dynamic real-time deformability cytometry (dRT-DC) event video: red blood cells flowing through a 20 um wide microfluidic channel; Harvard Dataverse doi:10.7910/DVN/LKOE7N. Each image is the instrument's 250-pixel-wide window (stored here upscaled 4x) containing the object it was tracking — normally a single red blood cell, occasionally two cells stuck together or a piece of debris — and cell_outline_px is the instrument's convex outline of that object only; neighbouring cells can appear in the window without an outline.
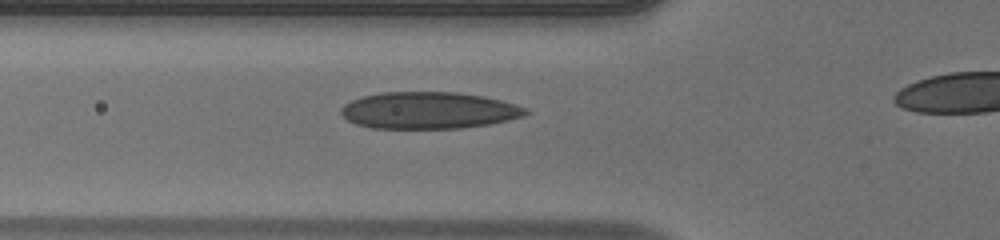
{"species": "human", "species_latin": "Homo sapiens", "temperature_condition": "warm", "stored_images_in_passage": 29, "camera_frame_rate_fps": 3000, "um_per_image_px": 0.085, "donor": {"sex": "male"}, "frame": {"image": 1, "passage_image": 6, "time_ms": 1.667, "image_size_px": [1000, 240], "cell_outline_px": [[528, 112], [524, 116], [508, 120], [488, 124], [460, 128], [372, 128], [356, 124], [348, 120], [340, 112], [340, 108], [344, 104], [352, 100], [364, 96], [380, 92], [456, 92], [484, 96], [516, 104], [528, 108]], "centroid_in_image_um": [36.44, 9.38], "position_along_channel_um": 89.4, "area_um2": 39.59}}
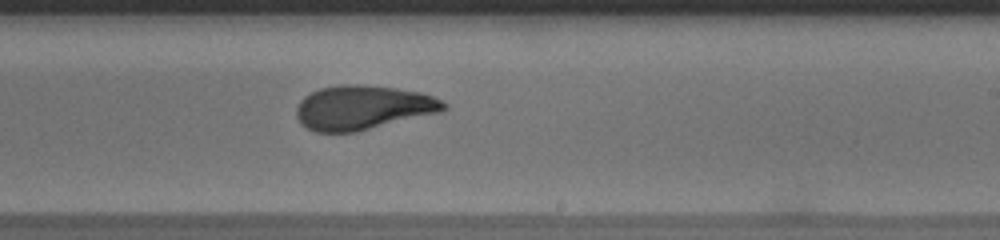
{"frame": {"image": 2, "passage_image": 18, "time_ms": 5.667, "image_size_px": [1000, 240], "cell_outline_px": [[448, 108], [444, 112], [356, 132], [316, 132], [300, 124], [296, 116], [296, 108], [300, 100], [304, 96], [320, 88], [340, 84], [356, 84], [396, 88], [420, 92], [444, 100], [448, 104]], "centroid_in_image_um": [30.89, 9.15], "position_along_channel_um": 258.1, "area_um2": 38.49}}
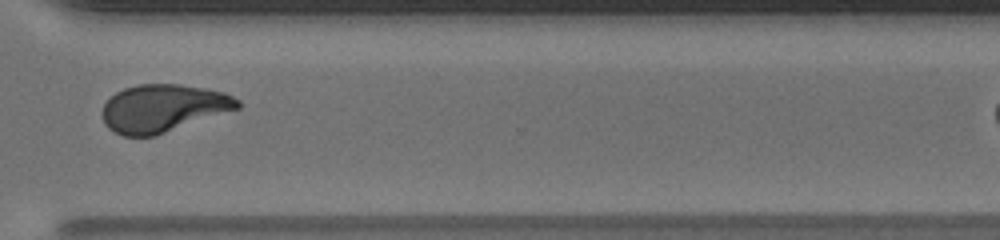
{"frame": {"image": 3, "passage_image": 25, "time_ms": 8.0, "image_size_px": [1000, 240], "cell_outline_px": [[240, 108], [156, 136], [124, 136], [108, 128], [104, 124], [100, 112], [104, 104], [116, 92], [124, 88], [136, 84], [180, 84], [204, 88], [224, 92], [240, 100]], "centroid_in_image_um": [13.85, 9.2], "position_along_channel_um": 356.7, "area_um2": 37.8}}